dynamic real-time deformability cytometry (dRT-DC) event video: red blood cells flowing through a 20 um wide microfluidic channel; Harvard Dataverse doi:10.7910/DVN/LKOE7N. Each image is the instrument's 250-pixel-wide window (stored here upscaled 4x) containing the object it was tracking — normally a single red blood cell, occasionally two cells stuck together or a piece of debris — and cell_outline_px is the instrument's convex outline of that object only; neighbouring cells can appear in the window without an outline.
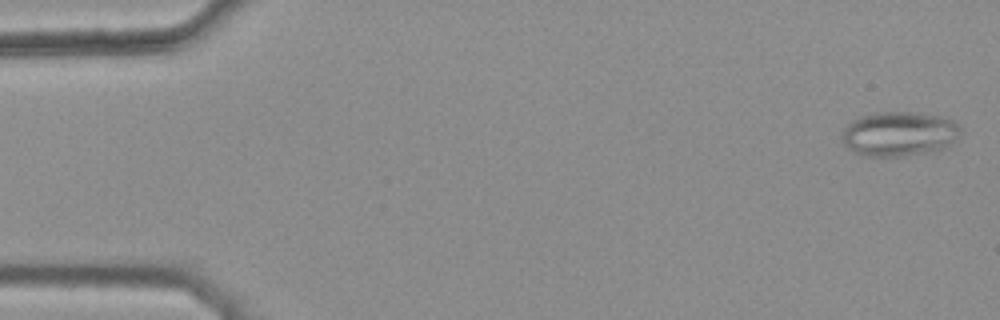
{"species": "common noctule bat (a hibernating species)", "species_latin": "Nyctalus noctula", "temperature_condition": "warm", "stored_images_in_passage": 46, "camera_frame_rate_fps": 3000, "um_per_image_px": 0.085, "animal": {"sex": "female", "body_mass_g": 25.1}, "frame": {"image": 1, "passage_image": 1, "time_ms": 0.0, "image_size_px": [1000, 320], "cell_outline_px": [[960, 132], [956, 140], [944, 148], [928, 152], [900, 156], [864, 156], [852, 152], [844, 144], [840, 136], [844, 128], [852, 120], [860, 116], [876, 112], [912, 112], [944, 116], [960, 124]], "centroid_in_image_um": [76.41, 11.37], "position_along_channel_um": 8.6, "area_um2": 31.1}}
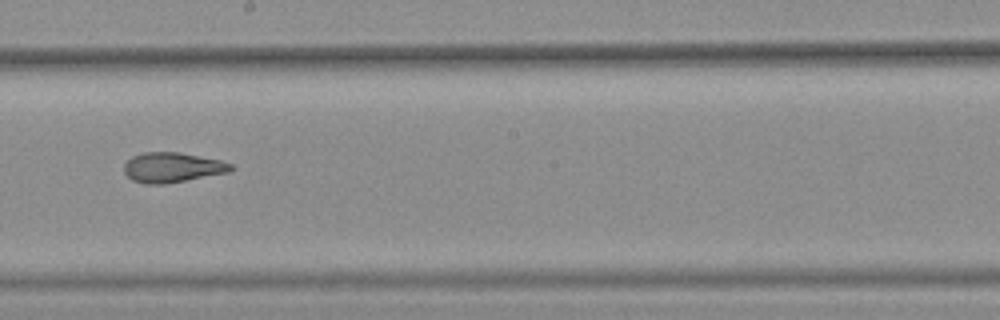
{"frame": {"image": 2, "passage_image": 29, "time_ms": 9.333, "image_size_px": [1000, 320], "cell_outline_px": [[236, 168], [228, 172], [164, 184], [144, 184], [132, 180], [124, 172], [124, 164], [132, 156], [144, 152], [180, 152], [220, 160], [232, 164]], "centroid_in_image_um": [14.64, 14.23], "position_along_channel_um": 233.6, "area_um2": 18.61}}
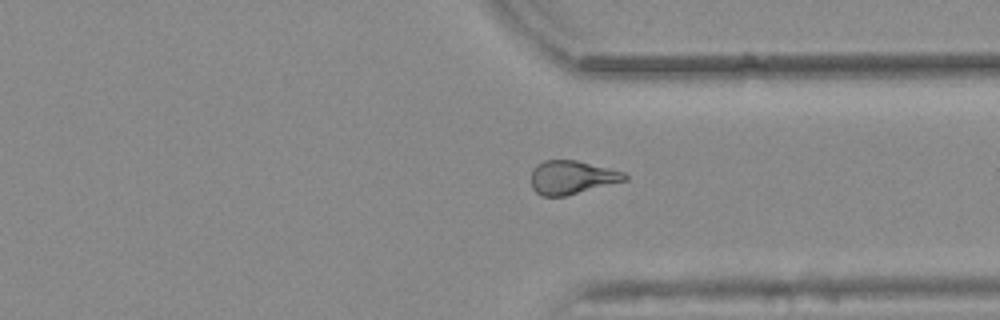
{"frame": {"image": 3, "passage_image": 39, "time_ms": 12.667, "image_size_px": [1000, 320], "cell_outline_px": [[628, 180], [564, 196], [540, 196], [532, 188], [532, 168], [536, 164], [544, 160], [576, 160], [624, 172], [628, 176]], "centroid_in_image_um": [48.59, 15.07], "position_along_channel_um": 362.8, "area_um2": 18.26}, "authors_computed_cell_mechanics": {"area_um2": 18.9584, "velocity_mm_per_s": 3.8657, "shape_relaxation_time_tau1_ms": null, "shape_relaxation_time_tau2_ms": 2.4134, "deformation_change_tau1": null, "deformation_change_tau2": 0.1058}}